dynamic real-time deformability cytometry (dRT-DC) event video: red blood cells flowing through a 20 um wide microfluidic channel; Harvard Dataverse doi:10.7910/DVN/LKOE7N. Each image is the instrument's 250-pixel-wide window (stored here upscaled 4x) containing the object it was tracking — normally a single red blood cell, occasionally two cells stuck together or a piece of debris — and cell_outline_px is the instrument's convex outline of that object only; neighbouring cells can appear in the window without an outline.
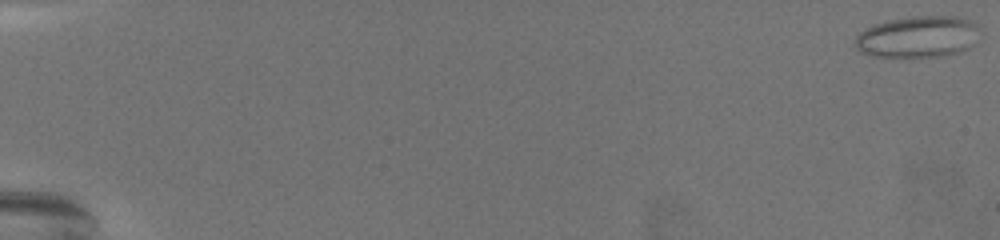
{"species": "common noctule bat (a hibernating species)", "species_latin": "Nyctalus noctula", "temperature_condition": "warm", "stored_images_in_passage": 73, "camera_frame_rate_fps": 3000, "um_per_image_px": 0.085, "animal": {"sex": "female", "body_mass_g": 19.5, "forearm_length_mm": 54.1}, "frame": {"image": 1, "passage_image": 1, "time_ms": 0.0, "image_size_px": [1000, 240], "cell_outline_px": [[984, 32], [968, 48], [960, 52], [940, 56], [872, 56], [860, 52], [856, 48], [856, 36], [860, 32], [872, 24], [888, 20], [912, 16], [956, 16], [972, 20], [980, 24]], "centroid_in_image_um": [78.1, 3.1], "position_along_channel_um": 6.9, "area_um2": 30.63}}
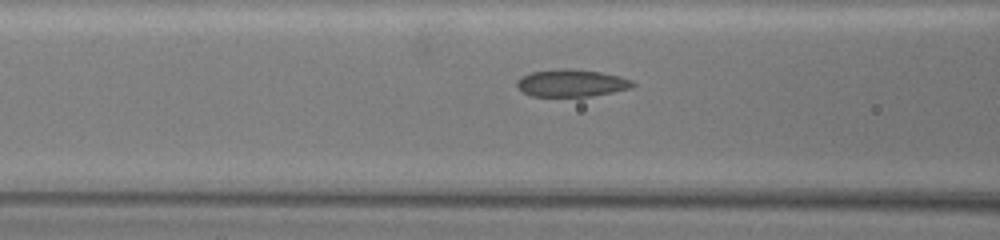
{"frame": {"image": 2, "passage_image": 33, "time_ms": 10.667, "image_size_px": [1000, 240], "cell_outline_px": [[636, 84], [632, 88], [592, 96], [532, 96], [524, 92], [516, 84], [516, 80], [532, 72], [560, 68], [572, 68], [600, 72], [620, 76], [632, 80]], "centroid_in_image_um": [48.62, 7.05], "position_along_channel_um": 118.0, "area_um2": 18.38}}
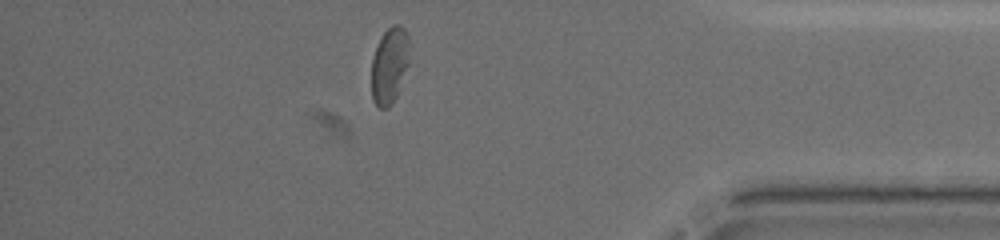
{"frame": {"image": 3, "passage_image": 64, "time_ms": 21.0, "image_size_px": [1000, 240], "cell_outline_px": [[408, 64], [396, 96], [392, 104], [388, 108], [380, 108], [372, 100], [372, 56], [384, 32], [392, 24], [400, 24], [404, 28], [408, 36]], "centroid_in_image_um": [33.1, 5.55], "position_along_channel_um": 402.1, "area_um2": 16.65}, "authors_computed_cell_mechanics": {"area_um2": 19.5364, "velocity_mm_per_s": 3.0085, "shape_relaxation_time_tau1_ms": null, "shape_relaxation_time_tau2_ms": 1.9501, "deformation_change_tau1": null, "deformation_change_tau2": 0.0758}}